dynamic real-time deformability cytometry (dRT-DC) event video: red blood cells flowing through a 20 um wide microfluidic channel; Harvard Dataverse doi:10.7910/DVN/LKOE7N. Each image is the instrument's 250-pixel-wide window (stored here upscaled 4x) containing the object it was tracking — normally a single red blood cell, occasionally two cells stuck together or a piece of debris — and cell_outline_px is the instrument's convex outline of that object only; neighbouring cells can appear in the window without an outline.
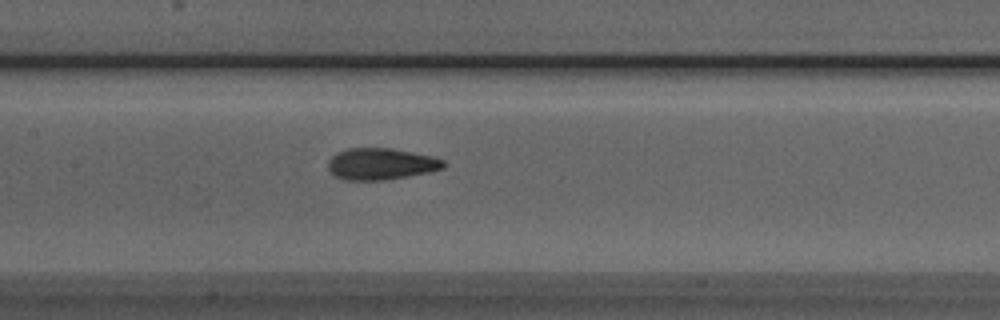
{"species": "Egyptian fruit bat (a non-hibernating species)", "species_latin": "Rousettus aegyptiacus", "temperature_condition": "room temperature", "stored_images_in_passage": 38, "camera_frame_rate_fps": 3000, "um_per_image_px": 0.085, "animal": {"sex": "male"}, "frame": {"image": 1, "passage_image": 11, "time_ms": 3.333, "image_size_px": [1000, 320], "cell_outline_px": [[444, 168], [428, 172], [384, 180], [344, 180], [336, 176], [328, 168], [328, 160], [332, 156], [348, 148], [392, 148], [432, 156], [444, 160]], "centroid_in_image_um": [32.38, 13.93], "position_along_channel_um": 175.0, "area_um2": 21.04}}
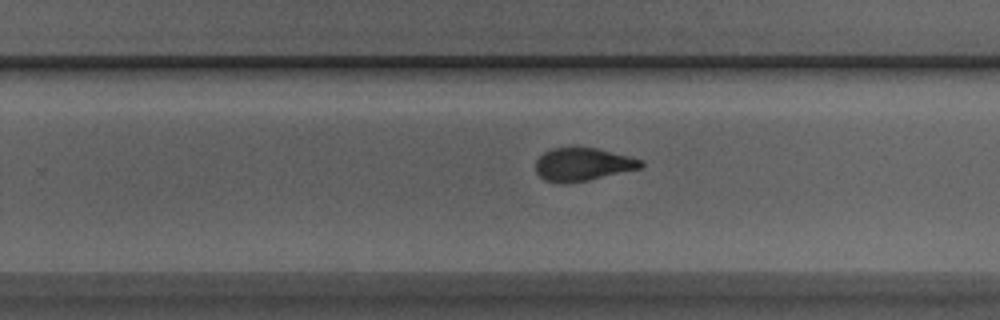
{"frame": {"image": 2, "passage_image": 19, "time_ms": 6.0, "image_size_px": [1000, 320], "cell_outline_px": [[644, 164], [640, 168], [588, 180], [564, 184], [544, 180], [536, 172], [536, 160], [544, 152], [552, 148], [572, 144], [576, 144], [596, 148], [644, 160]], "centroid_in_image_um": [49.49, 13.93], "position_along_channel_um": 280.3, "area_um2": 20.75}}
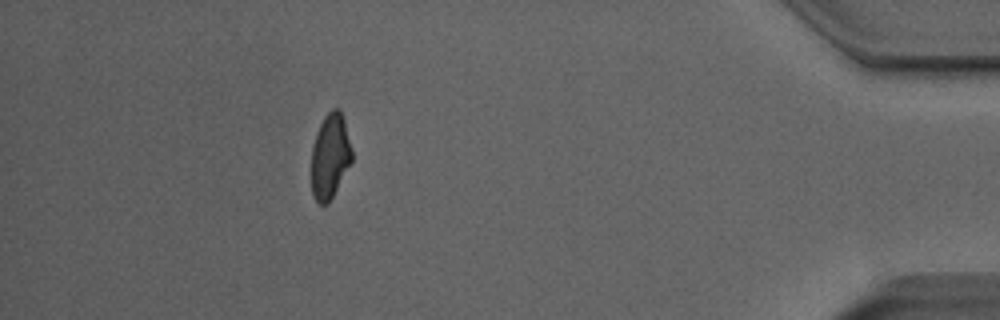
{"frame": {"image": 3, "passage_image": 33, "time_ms": 10.667, "image_size_px": [1000, 320], "cell_outline_px": [[352, 160], [328, 204], [316, 204], [312, 196], [312, 148], [316, 132], [324, 116], [332, 108], [340, 108], [344, 120], [352, 152]], "centroid_in_image_um": [28.04, 13.28], "position_along_channel_um": 407.2, "area_um2": 19.94}, "authors_computed_cell_mechanics": {"area_um2": 21.0392, "velocity_mm_per_s": 3.9545, "shape_relaxation_time_tau1_ms": 7.0043, "shape_relaxation_time_tau2_ms": 1.4379, "deformation_change_tau1": 0.1913, "deformation_change_tau2": 0.0744}}